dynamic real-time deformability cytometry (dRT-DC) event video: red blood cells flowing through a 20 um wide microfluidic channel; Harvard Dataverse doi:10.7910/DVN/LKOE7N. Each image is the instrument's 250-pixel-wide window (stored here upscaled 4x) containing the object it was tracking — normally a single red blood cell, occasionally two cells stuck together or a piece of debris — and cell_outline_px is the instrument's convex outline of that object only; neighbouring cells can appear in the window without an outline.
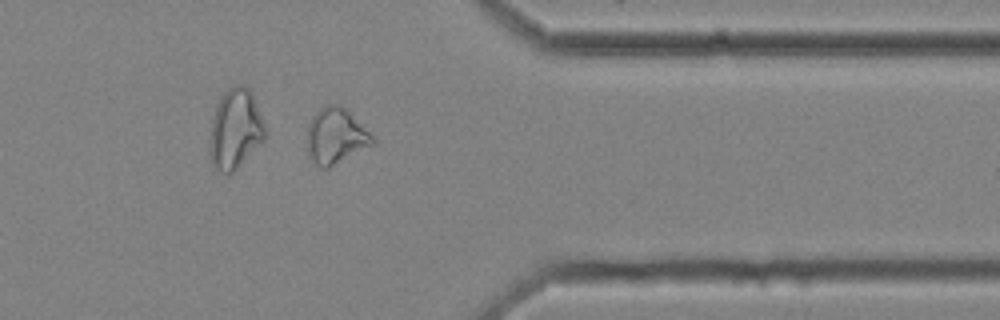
{"species": "common noctule bat (a hibernating species)", "species_latin": "Nyctalus noctula", "temperature_condition": "cold", "stored_images_in_passage": 39, "camera_frame_rate_fps": 3000, "um_per_image_px": 0.085, "animal": {"sex": "female", "body_mass_g": 25.1}, "frame": {"image": 1, "passage_image": 28, "time_ms": 9.0, "image_size_px": [1000, 320], "cell_outline_px": [[376, 144], [328, 168], [324, 168], [316, 164], [312, 160], [308, 152], [308, 124], [312, 116], [320, 108], [328, 104], [340, 104], [348, 108], [376, 140]], "centroid_in_image_um": [28.58, 11.54], "position_along_channel_um": 382.8, "area_um2": 21.44}}